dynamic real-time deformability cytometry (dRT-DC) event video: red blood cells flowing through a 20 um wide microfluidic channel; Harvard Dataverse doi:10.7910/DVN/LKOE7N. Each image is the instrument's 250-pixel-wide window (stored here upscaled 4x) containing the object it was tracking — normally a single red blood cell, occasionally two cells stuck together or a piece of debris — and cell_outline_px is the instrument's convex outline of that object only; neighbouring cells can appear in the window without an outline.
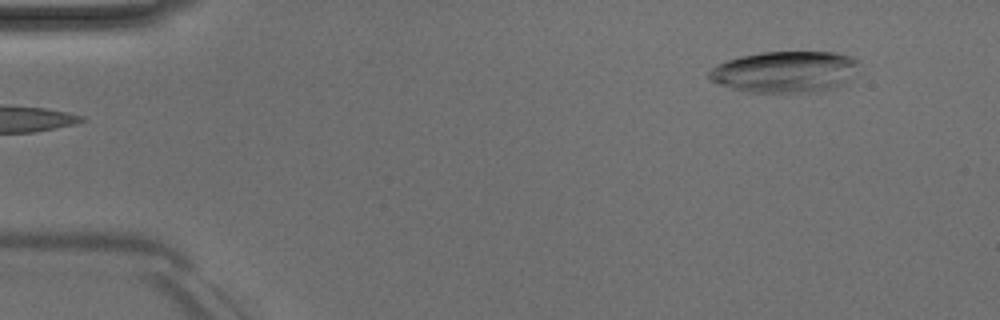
{"species": "Egyptian fruit bat (a non-hibernating species)", "species_latin": "Rousettus aegyptiacus", "temperature_condition": "room temperature", "stored_images_in_passage": 46, "camera_frame_rate_fps": 3000, "um_per_image_px": 0.085, "animal": {"sex": "male"}, "frame": {"image": 1, "passage_image": 1, "time_ms": 0.0, "image_size_px": [1000, 320], "cell_outline_px": [[856, 64], [844, 84], [836, 88], [816, 92], [748, 92], [732, 88], [720, 84], [712, 80], [708, 76], [708, 72], [716, 64], [740, 56], [760, 52], [832, 52], [852, 56], [856, 60]], "centroid_in_image_um": [66.68, 6.1], "position_along_channel_um": 18.3, "area_um2": 35.78}}